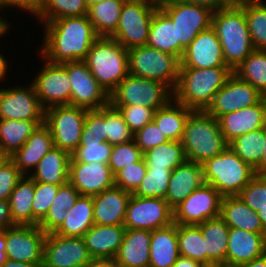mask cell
Returning a JSON list of instances; mask_svg holds the SVG:
<instances>
[{"mask_svg":"<svg viewBox=\"0 0 266 267\" xmlns=\"http://www.w3.org/2000/svg\"><path fill=\"white\" fill-rule=\"evenodd\" d=\"M42 24L44 35L39 54L54 64L84 60L99 38L87 15Z\"/></svg>","mask_w":266,"mask_h":267,"instance_id":"cell-1","label":"cell"},{"mask_svg":"<svg viewBox=\"0 0 266 267\" xmlns=\"http://www.w3.org/2000/svg\"><path fill=\"white\" fill-rule=\"evenodd\" d=\"M84 267H117L113 260L92 259Z\"/></svg>","mask_w":266,"mask_h":267,"instance_id":"cell-63","label":"cell"},{"mask_svg":"<svg viewBox=\"0 0 266 267\" xmlns=\"http://www.w3.org/2000/svg\"><path fill=\"white\" fill-rule=\"evenodd\" d=\"M6 240H5V230L0 232V267L6 262Z\"/></svg>","mask_w":266,"mask_h":267,"instance_id":"cell-64","label":"cell"},{"mask_svg":"<svg viewBox=\"0 0 266 267\" xmlns=\"http://www.w3.org/2000/svg\"><path fill=\"white\" fill-rule=\"evenodd\" d=\"M265 253V234L229 228L225 263L242 265L263 256Z\"/></svg>","mask_w":266,"mask_h":267,"instance_id":"cell-26","label":"cell"},{"mask_svg":"<svg viewBox=\"0 0 266 267\" xmlns=\"http://www.w3.org/2000/svg\"><path fill=\"white\" fill-rule=\"evenodd\" d=\"M42 59L43 67L31 79L42 108L46 110L53 106L70 105L71 83L66 69L61 64Z\"/></svg>","mask_w":266,"mask_h":267,"instance_id":"cell-14","label":"cell"},{"mask_svg":"<svg viewBox=\"0 0 266 267\" xmlns=\"http://www.w3.org/2000/svg\"><path fill=\"white\" fill-rule=\"evenodd\" d=\"M172 267H207L203 263L188 257L179 256Z\"/></svg>","mask_w":266,"mask_h":267,"instance_id":"cell-60","label":"cell"},{"mask_svg":"<svg viewBox=\"0 0 266 267\" xmlns=\"http://www.w3.org/2000/svg\"><path fill=\"white\" fill-rule=\"evenodd\" d=\"M93 196L80 195L74 206L68 210L65 221L54 232L66 237H81L94 225Z\"/></svg>","mask_w":266,"mask_h":267,"instance_id":"cell-34","label":"cell"},{"mask_svg":"<svg viewBox=\"0 0 266 267\" xmlns=\"http://www.w3.org/2000/svg\"><path fill=\"white\" fill-rule=\"evenodd\" d=\"M177 238L180 256L199 261L207 266V251L198 225H177Z\"/></svg>","mask_w":266,"mask_h":267,"instance_id":"cell-44","label":"cell"},{"mask_svg":"<svg viewBox=\"0 0 266 267\" xmlns=\"http://www.w3.org/2000/svg\"><path fill=\"white\" fill-rule=\"evenodd\" d=\"M243 267H266V253L250 262L244 263Z\"/></svg>","mask_w":266,"mask_h":267,"instance_id":"cell-66","label":"cell"},{"mask_svg":"<svg viewBox=\"0 0 266 267\" xmlns=\"http://www.w3.org/2000/svg\"><path fill=\"white\" fill-rule=\"evenodd\" d=\"M85 1H86V4H87L88 8H89L90 6H92L94 4H97V3H100V2H102L104 0H85Z\"/></svg>","mask_w":266,"mask_h":267,"instance_id":"cell-71","label":"cell"},{"mask_svg":"<svg viewBox=\"0 0 266 267\" xmlns=\"http://www.w3.org/2000/svg\"><path fill=\"white\" fill-rule=\"evenodd\" d=\"M188 161L203 164L228 147L219 121L207 111L193 110L187 118L181 139Z\"/></svg>","mask_w":266,"mask_h":267,"instance_id":"cell-4","label":"cell"},{"mask_svg":"<svg viewBox=\"0 0 266 267\" xmlns=\"http://www.w3.org/2000/svg\"><path fill=\"white\" fill-rule=\"evenodd\" d=\"M151 231L126 229L113 261L117 267H149Z\"/></svg>","mask_w":266,"mask_h":267,"instance_id":"cell-27","label":"cell"},{"mask_svg":"<svg viewBox=\"0 0 266 267\" xmlns=\"http://www.w3.org/2000/svg\"><path fill=\"white\" fill-rule=\"evenodd\" d=\"M142 158L143 153L141 149L132 140L127 143L113 145L108 165L112 174L115 175L123 167L138 162Z\"/></svg>","mask_w":266,"mask_h":267,"instance_id":"cell-49","label":"cell"},{"mask_svg":"<svg viewBox=\"0 0 266 267\" xmlns=\"http://www.w3.org/2000/svg\"><path fill=\"white\" fill-rule=\"evenodd\" d=\"M35 181L23 175L9 197L11 219L15 225H33L32 202Z\"/></svg>","mask_w":266,"mask_h":267,"instance_id":"cell-38","label":"cell"},{"mask_svg":"<svg viewBox=\"0 0 266 267\" xmlns=\"http://www.w3.org/2000/svg\"><path fill=\"white\" fill-rule=\"evenodd\" d=\"M228 67L222 46L214 29L210 26L201 31L185 49L180 60V68Z\"/></svg>","mask_w":266,"mask_h":267,"instance_id":"cell-20","label":"cell"},{"mask_svg":"<svg viewBox=\"0 0 266 267\" xmlns=\"http://www.w3.org/2000/svg\"><path fill=\"white\" fill-rule=\"evenodd\" d=\"M128 62L129 74L161 82L173 92L180 69L176 56L145 45L128 49Z\"/></svg>","mask_w":266,"mask_h":267,"instance_id":"cell-7","label":"cell"},{"mask_svg":"<svg viewBox=\"0 0 266 267\" xmlns=\"http://www.w3.org/2000/svg\"><path fill=\"white\" fill-rule=\"evenodd\" d=\"M71 154L51 148L29 175L36 182L65 185L69 182Z\"/></svg>","mask_w":266,"mask_h":267,"instance_id":"cell-29","label":"cell"},{"mask_svg":"<svg viewBox=\"0 0 266 267\" xmlns=\"http://www.w3.org/2000/svg\"><path fill=\"white\" fill-rule=\"evenodd\" d=\"M232 74L229 67L180 68L173 99L191 110L206 111Z\"/></svg>","mask_w":266,"mask_h":267,"instance_id":"cell-3","label":"cell"},{"mask_svg":"<svg viewBox=\"0 0 266 267\" xmlns=\"http://www.w3.org/2000/svg\"><path fill=\"white\" fill-rule=\"evenodd\" d=\"M23 174L8 158L0 167V200H9L11 193Z\"/></svg>","mask_w":266,"mask_h":267,"instance_id":"cell-55","label":"cell"},{"mask_svg":"<svg viewBox=\"0 0 266 267\" xmlns=\"http://www.w3.org/2000/svg\"><path fill=\"white\" fill-rule=\"evenodd\" d=\"M147 168L175 169L187 161L181 141H168L143 154Z\"/></svg>","mask_w":266,"mask_h":267,"instance_id":"cell-42","label":"cell"},{"mask_svg":"<svg viewBox=\"0 0 266 267\" xmlns=\"http://www.w3.org/2000/svg\"><path fill=\"white\" fill-rule=\"evenodd\" d=\"M147 46L172 54L179 60L185 51L177 42L176 25L160 7L151 20Z\"/></svg>","mask_w":266,"mask_h":267,"instance_id":"cell-30","label":"cell"},{"mask_svg":"<svg viewBox=\"0 0 266 267\" xmlns=\"http://www.w3.org/2000/svg\"><path fill=\"white\" fill-rule=\"evenodd\" d=\"M173 92L161 82L128 74L110 93V105H138L154 111L165 106Z\"/></svg>","mask_w":266,"mask_h":267,"instance_id":"cell-9","label":"cell"},{"mask_svg":"<svg viewBox=\"0 0 266 267\" xmlns=\"http://www.w3.org/2000/svg\"><path fill=\"white\" fill-rule=\"evenodd\" d=\"M131 193L113 186L93 196L94 224L123 225Z\"/></svg>","mask_w":266,"mask_h":267,"instance_id":"cell-25","label":"cell"},{"mask_svg":"<svg viewBox=\"0 0 266 267\" xmlns=\"http://www.w3.org/2000/svg\"><path fill=\"white\" fill-rule=\"evenodd\" d=\"M0 38L4 37L5 34H7L8 30L10 29L11 26V21H6L8 20L7 18H4V15H0ZM3 16V18H2ZM10 22V23H8ZM4 35V36H3Z\"/></svg>","mask_w":266,"mask_h":267,"instance_id":"cell-67","label":"cell"},{"mask_svg":"<svg viewBox=\"0 0 266 267\" xmlns=\"http://www.w3.org/2000/svg\"><path fill=\"white\" fill-rule=\"evenodd\" d=\"M264 127L241 135L228 146L246 163L256 169L263 155Z\"/></svg>","mask_w":266,"mask_h":267,"instance_id":"cell-46","label":"cell"},{"mask_svg":"<svg viewBox=\"0 0 266 267\" xmlns=\"http://www.w3.org/2000/svg\"><path fill=\"white\" fill-rule=\"evenodd\" d=\"M171 172V169L147 168L145 177L133 195L165 199Z\"/></svg>","mask_w":266,"mask_h":267,"instance_id":"cell-47","label":"cell"},{"mask_svg":"<svg viewBox=\"0 0 266 267\" xmlns=\"http://www.w3.org/2000/svg\"><path fill=\"white\" fill-rule=\"evenodd\" d=\"M179 1L196 5H203L210 8L213 11L229 7L237 2V0H179Z\"/></svg>","mask_w":266,"mask_h":267,"instance_id":"cell-58","label":"cell"},{"mask_svg":"<svg viewBox=\"0 0 266 267\" xmlns=\"http://www.w3.org/2000/svg\"><path fill=\"white\" fill-rule=\"evenodd\" d=\"M214 267H243V264L242 265H239V264H229V263H221V264H218V265H215Z\"/></svg>","mask_w":266,"mask_h":267,"instance_id":"cell-69","label":"cell"},{"mask_svg":"<svg viewBox=\"0 0 266 267\" xmlns=\"http://www.w3.org/2000/svg\"><path fill=\"white\" fill-rule=\"evenodd\" d=\"M256 174L266 175V125L264 126L263 155L261 164L255 169Z\"/></svg>","mask_w":266,"mask_h":267,"instance_id":"cell-61","label":"cell"},{"mask_svg":"<svg viewBox=\"0 0 266 267\" xmlns=\"http://www.w3.org/2000/svg\"><path fill=\"white\" fill-rule=\"evenodd\" d=\"M46 233L38 225H15L5 229L7 259L43 263Z\"/></svg>","mask_w":266,"mask_h":267,"instance_id":"cell-16","label":"cell"},{"mask_svg":"<svg viewBox=\"0 0 266 267\" xmlns=\"http://www.w3.org/2000/svg\"><path fill=\"white\" fill-rule=\"evenodd\" d=\"M15 226L11 219L10 204L7 200H0V232Z\"/></svg>","mask_w":266,"mask_h":267,"instance_id":"cell-59","label":"cell"},{"mask_svg":"<svg viewBox=\"0 0 266 267\" xmlns=\"http://www.w3.org/2000/svg\"><path fill=\"white\" fill-rule=\"evenodd\" d=\"M204 181L223 197L239 195L255 177V169L244 162L229 146L203 164Z\"/></svg>","mask_w":266,"mask_h":267,"instance_id":"cell-6","label":"cell"},{"mask_svg":"<svg viewBox=\"0 0 266 267\" xmlns=\"http://www.w3.org/2000/svg\"><path fill=\"white\" fill-rule=\"evenodd\" d=\"M179 256L176 223L151 231L149 267H172Z\"/></svg>","mask_w":266,"mask_h":267,"instance_id":"cell-31","label":"cell"},{"mask_svg":"<svg viewBox=\"0 0 266 267\" xmlns=\"http://www.w3.org/2000/svg\"><path fill=\"white\" fill-rule=\"evenodd\" d=\"M71 83L70 105L98 110L109 105V94L102 88L83 60L61 64Z\"/></svg>","mask_w":266,"mask_h":267,"instance_id":"cell-12","label":"cell"},{"mask_svg":"<svg viewBox=\"0 0 266 267\" xmlns=\"http://www.w3.org/2000/svg\"><path fill=\"white\" fill-rule=\"evenodd\" d=\"M9 157L0 150V167Z\"/></svg>","mask_w":266,"mask_h":267,"instance_id":"cell-70","label":"cell"},{"mask_svg":"<svg viewBox=\"0 0 266 267\" xmlns=\"http://www.w3.org/2000/svg\"><path fill=\"white\" fill-rule=\"evenodd\" d=\"M69 182L86 196L100 194L115 185L109 165L99 162H70Z\"/></svg>","mask_w":266,"mask_h":267,"instance_id":"cell-21","label":"cell"},{"mask_svg":"<svg viewBox=\"0 0 266 267\" xmlns=\"http://www.w3.org/2000/svg\"><path fill=\"white\" fill-rule=\"evenodd\" d=\"M60 186L62 185L35 181V192L32 202L33 225H38V223L46 216Z\"/></svg>","mask_w":266,"mask_h":267,"instance_id":"cell-50","label":"cell"},{"mask_svg":"<svg viewBox=\"0 0 266 267\" xmlns=\"http://www.w3.org/2000/svg\"><path fill=\"white\" fill-rule=\"evenodd\" d=\"M83 61L109 95L129 74L128 50L111 37H99Z\"/></svg>","mask_w":266,"mask_h":267,"instance_id":"cell-5","label":"cell"},{"mask_svg":"<svg viewBox=\"0 0 266 267\" xmlns=\"http://www.w3.org/2000/svg\"><path fill=\"white\" fill-rule=\"evenodd\" d=\"M53 147L52 134L43 123L36 128L21 148L9 158L23 175L29 176L39 161Z\"/></svg>","mask_w":266,"mask_h":267,"instance_id":"cell-28","label":"cell"},{"mask_svg":"<svg viewBox=\"0 0 266 267\" xmlns=\"http://www.w3.org/2000/svg\"><path fill=\"white\" fill-rule=\"evenodd\" d=\"M204 183L202 164L187 160L172 170L165 200L174 210Z\"/></svg>","mask_w":266,"mask_h":267,"instance_id":"cell-23","label":"cell"},{"mask_svg":"<svg viewBox=\"0 0 266 267\" xmlns=\"http://www.w3.org/2000/svg\"><path fill=\"white\" fill-rule=\"evenodd\" d=\"M87 109L71 105L44 110V124L49 128L55 147L72 154L79 146Z\"/></svg>","mask_w":266,"mask_h":267,"instance_id":"cell-10","label":"cell"},{"mask_svg":"<svg viewBox=\"0 0 266 267\" xmlns=\"http://www.w3.org/2000/svg\"><path fill=\"white\" fill-rule=\"evenodd\" d=\"M159 7L176 25L177 42L185 50L195 37L211 26L213 10L179 0H162Z\"/></svg>","mask_w":266,"mask_h":267,"instance_id":"cell-11","label":"cell"},{"mask_svg":"<svg viewBox=\"0 0 266 267\" xmlns=\"http://www.w3.org/2000/svg\"><path fill=\"white\" fill-rule=\"evenodd\" d=\"M91 260L83 238L46 234L43 267H84Z\"/></svg>","mask_w":266,"mask_h":267,"instance_id":"cell-17","label":"cell"},{"mask_svg":"<svg viewBox=\"0 0 266 267\" xmlns=\"http://www.w3.org/2000/svg\"><path fill=\"white\" fill-rule=\"evenodd\" d=\"M88 14L85 0H42L41 8L36 19L49 22L65 17H79Z\"/></svg>","mask_w":266,"mask_h":267,"instance_id":"cell-45","label":"cell"},{"mask_svg":"<svg viewBox=\"0 0 266 267\" xmlns=\"http://www.w3.org/2000/svg\"><path fill=\"white\" fill-rule=\"evenodd\" d=\"M218 121L228 144L241 135L262 129L266 125V98L253 106L226 113Z\"/></svg>","mask_w":266,"mask_h":267,"instance_id":"cell-22","label":"cell"},{"mask_svg":"<svg viewBox=\"0 0 266 267\" xmlns=\"http://www.w3.org/2000/svg\"><path fill=\"white\" fill-rule=\"evenodd\" d=\"M111 106L119 110L133 134L139 131L147 123L153 121L155 111L151 108L138 105Z\"/></svg>","mask_w":266,"mask_h":267,"instance_id":"cell-53","label":"cell"},{"mask_svg":"<svg viewBox=\"0 0 266 267\" xmlns=\"http://www.w3.org/2000/svg\"><path fill=\"white\" fill-rule=\"evenodd\" d=\"M149 1H152V2H154L156 4H160L162 0H149Z\"/></svg>","mask_w":266,"mask_h":267,"instance_id":"cell-72","label":"cell"},{"mask_svg":"<svg viewBox=\"0 0 266 267\" xmlns=\"http://www.w3.org/2000/svg\"><path fill=\"white\" fill-rule=\"evenodd\" d=\"M223 196L210 184L204 183L194 190L174 211L177 225H199L220 216Z\"/></svg>","mask_w":266,"mask_h":267,"instance_id":"cell-15","label":"cell"},{"mask_svg":"<svg viewBox=\"0 0 266 267\" xmlns=\"http://www.w3.org/2000/svg\"><path fill=\"white\" fill-rule=\"evenodd\" d=\"M264 97L250 83L241 80L233 73L215 94L206 111L218 120L226 113L253 106Z\"/></svg>","mask_w":266,"mask_h":267,"instance_id":"cell-18","label":"cell"},{"mask_svg":"<svg viewBox=\"0 0 266 267\" xmlns=\"http://www.w3.org/2000/svg\"><path fill=\"white\" fill-rule=\"evenodd\" d=\"M233 73L266 96V50H254Z\"/></svg>","mask_w":266,"mask_h":267,"instance_id":"cell-43","label":"cell"},{"mask_svg":"<svg viewBox=\"0 0 266 267\" xmlns=\"http://www.w3.org/2000/svg\"><path fill=\"white\" fill-rule=\"evenodd\" d=\"M147 164L143 157L140 161L123 167L114 175V184L133 194L145 177Z\"/></svg>","mask_w":266,"mask_h":267,"instance_id":"cell-51","label":"cell"},{"mask_svg":"<svg viewBox=\"0 0 266 267\" xmlns=\"http://www.w3.org/2000/svg\"><path fill=\"white\" fill-rule=\"evenodd\" d=\"M2 54L3 53H0V82L7 79L5 77L8 74L7 71L9 72L8 60H6V58Z\"/></svg>","mask_w":266,"mask_h":267,"instance_id":"cell-65","label":"cell"},{"mask_svg":"<svg viewBox=\"0 0 266 267\" xmlns=\"http://www.w3.org/2000/svg\"><path fill=\"white\" fill-rule=\"evenodd\" d=\"M211 27L220 40L226 65L234 71L255 50L244 9L236 2L213 11Z\"/></svg>","mask_w":266,"mask_h":267,"instance_id":"cell-2","label":"cell"},{"mask_svg":"<svg viewBox=\"0 0 266 267\" xmlns=\"http://www.w3.org/2000/svg\"><path fill=\"white\" fill-rule=\"evenodd\" d=\"M82 132H96L104 142H107L104 129V107L87 111Z\"/></svg>","mask_w":266,"mask_h":267,"instance_id":"cell-56","label":"cell"},{"mask_svg":"<svg viewBox=\"0 0 266 267\" xmlns=\"http://www.w3.org/2000/svg\"><path fill=\"white\" fill-rule=\"evenodd\" d=\"M172 223L174 211L165 199L131 194L123 224L126 229L153 231Z\"/></svg>","mask_w":266,"mask_h":267,"instance_id":"cell-13","label":"cell"},{"mask_svg":"<svg viewBox=\"0 0 266 267\" xmlns=\"http://www.w3.org/2000/svg\"><path fill=\"white\" fill-rule=\"evenodd\" d=\"M220 217L229 228L264 234L257 212L251 209L238 195L222 198Z\"/></svg>","mask_w":266,"mask_h":267,"instance_id":"cell-32","label":"cell"},{"mask_svg":"<svg viewBox=\"0 0 266 267\" xmlns=\"http://www.w3.org/2000/svg\"><path fill=\"white\" fill-rule=\"evenodd\" d=\"M237 3L244 9L245 19L255 50H266V2L243 0Z\"/></svg>","mask_w":266,"mask_h":267,"instance_id":"cell-41","label":"cell"},{"mask_svg":"<svg viewBox=\"0 0 266 267\" xmlns=\"http://www.w3.org/2000/svg\"><path fill=\"white\" fill-rule=\"evenodd\" d=\"M79 196L80 193L70 182L60 186L46 216L38 223V226L46 234L55 232L65 221L68 210L74 206Z\"/></svg>","mask_w":266,"mask_h":267,"instance_id":"cell-37","label":"cell"},{"mask_svg":"<svg viewBox=\"0 0 266 267\" xmlns=\"http://www.w3.org/2000/svg\"><path fill=\"white\" fill-rule=\"evenodd\" d=\"M257 214L262 222V227L264 229V234L266 237V206H262L258 211Z\"/></svg>","mask_w":266,"mask_h":267,"instance_id":"cell-68","label":"cell"},{"mask_svg":"<svg viewBox=\"0 0 266 267\" xmlns=\"http://www.w3.org/2000/svg\"><path fill=\"white\" fill-rule=\"evenodd\" d=\"M198 226L204 238L205 251H207V267L224 263L228 248V225L218 216L208 219Z\"/></svg>","mask_w":266,"mask_h":267,"instance_id":"cell-33","label":"cell"},{"mask_svg":"<svg viewBox=\"0 0 266 267\" xmlns=\"http://www.w3.org/2000/svg\"><path fill=\"white\" fill-rule=\"evenodd\" d=\"M158 7L159 4L149 0H125L111 38L127 50L147 45L151 20Z\"/></svg>","mask_w":266,"mask_h":267,"instance_id":"cell-8","label":"cell"},{"mask_svg":"<svg viewBox=\"0 0 266 267\" xmlns=\"http://www.w3.org/2000/svg\"><path fill=\"white\" fill-rule=\"evenodd\" d=\"M133 140L143 154L149 149L170 141L154 121L147 123L139 131L134 133Z\"/></svg>","mask_w":266,"mask_h":267,"instance_id":"cell-54","label":"cell"},{"mask_svg":"<svg viewBox=\"0 0 266 267\" xmlns=\"http://www.w3.org/2000/svg\"><path fill=\"white\" fill-rule=\"evenodd\" d=\"M104 129L107 142L111 145L127 143L133 140V133L124 121L118 109L110 104L104 107Z\"/></svg>","mask_w":266,"mask_h":267,"instance_id":"cell-48","label":"cell"},{"mask_svg":"<svg viewBox=\"0 0 266 267\" xmlns=\"http://www.w3.org/2000/svg\"><path fill=\"white\" fill-rule=\"evenodd\" d=\"M1 267H43L42 263H26L7 259Z\"/></svg>","mask_w":266,"mask_h":267,"instance_id":"cell-62","label":"cell"},{"mask_svg":"<svg viewBox=\"0 0 266 267\" xmlns=\"http://www.w3.org/2000/svg\"><path fill=\"white\" fill-rule=\"evenodd\" d=\"M192 111L172 98L154 112L153 121L169 140L181 141L187 118Z\"/></svg>","mask_w":266,"mask_h":267,"instance_id":"cell-36","label":"cell"},{"mask_svg":"<svg viewBox=\"0 0 266 267\" xmlns=\"http://www.w3.org/2000/svg\"><path fill=\"white\" fill-rule=\"evenodd\" d=\"M0 119L44 120V109L32 83L0 89Z\"/></svg>","mask_w":266,"mask_h":267,"instance_id":"cell-19","label":"cell"},{"mask_svg":"<svg viewBox=\"0 0 266 267\" xmlns=\"http://www.w3.org/2000/svg\"><path fill=\"white\" fill-rule=\"evenodd\" d=\"M43 123L44 120L0 119V150L12 156Z\"/></svg>","mask_w":266,"mask_h":267,"instance_id":"cell-35","label":"cell"},{"mask_svg":"<svg viewBox=\"0 0 266 267\" xmlns=\"http://www.w3.org/2000/svg\"><path fill=\"white\" fill-rule=\"evenodd\" d=\"M126 231L124 225L94 224L83 236L92 259L113 260Z\"/></svg>","mask_w":266,"mask_h":267,"instance_id":"cell-24","label":"cell"},{"mask_svg":"<svg viewBox=\"0 0 266 267\" xmlns=\"http://www.w3.org/2000/svg\"><path fill=\"white\" fill-rule=\"evenodd\" d=\"M238 196L255 212L266 206V175L256 174Z\"/></svg>","mask_w":266,"mask_h":267,"instance_id":"cell-52","label":"cell"},{"mask_svg":"<svg viewBox=\"0 0 266 267\" xmlns=\"http://www.w3.org/2000/svg\"><path fill=\"white\" fill-rule=\"evenodd\" d=\"M113 145L104 142L96 132H82L79 146L70 162L108 164Z\"/></svg>","mask_w":266,"mask_h":267,"instance_id":"cell-40","label":"cell"},{"mask_svg":"<svg viewBox=\"0 0 266 267\" xmlns=\"http://www.w3.org/2000/svg\"><path fill=\"white\" fill-rule=\"evenodd\" d=\"M125 0H104L88 8V18L99 37H111L117 29Z\"/></svg>","mask_w":266,"mask_h":267,"instance_id":"cell-39","label":"cell"},{"mask_svg":"<svg viewBox=\"0 0 266 267\" xmlns=\"http://www.w3.org/2000/svg\"><path fill=\"white\" fill-rule=\"evenodd\" d=\"M41 3L42 0H0V10L2 11L8 7L10 10L19 8V10L23 9V11L31 14L30 16L36 17L40 11Z\"/></svg>","mask_w":266,"mask_h":267,"instance_id":"cell-57","label":"cell"}]
</instances>
